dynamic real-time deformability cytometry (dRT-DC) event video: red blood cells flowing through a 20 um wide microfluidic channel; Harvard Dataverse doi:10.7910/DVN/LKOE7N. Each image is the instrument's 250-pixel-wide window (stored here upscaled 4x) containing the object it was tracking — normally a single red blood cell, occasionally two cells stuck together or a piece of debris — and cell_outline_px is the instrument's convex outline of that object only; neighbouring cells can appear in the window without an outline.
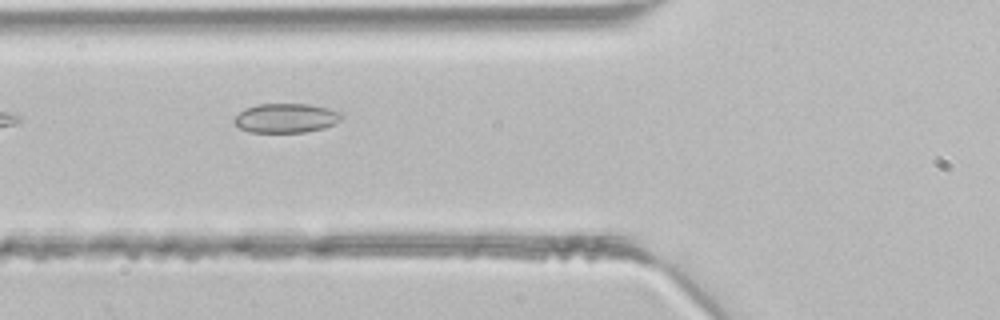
{"species": "common noctule bat (a hibernating species)", "species_latin": "Nyctalus noctula", "temperature_condition": "room temperature", "stored_images_in_passage": 3, "camera_frame_rate_fps": 3000, "um_per_image_px": 0.085, "animal": {"sex": "male", "body_mass_g": 21.5, "forearm_length_mm": 52.0}, "frame": {"image": 1, "passage_image": 3, "time_ms": 0.667, "image_size_px": [1000, 320], "cell_outline_px": [[344, 116], [336, 124], [324, 128], [304, 132], [248, 132], [240, 128], [232, 120], [244, 108], [260, 104], [308, 104], [328, 108], [340, 112]], "centroid_in_image_um": [24.32, 10.04], "position_along_channel_um": 101.5, "area_um2": 18.38}}